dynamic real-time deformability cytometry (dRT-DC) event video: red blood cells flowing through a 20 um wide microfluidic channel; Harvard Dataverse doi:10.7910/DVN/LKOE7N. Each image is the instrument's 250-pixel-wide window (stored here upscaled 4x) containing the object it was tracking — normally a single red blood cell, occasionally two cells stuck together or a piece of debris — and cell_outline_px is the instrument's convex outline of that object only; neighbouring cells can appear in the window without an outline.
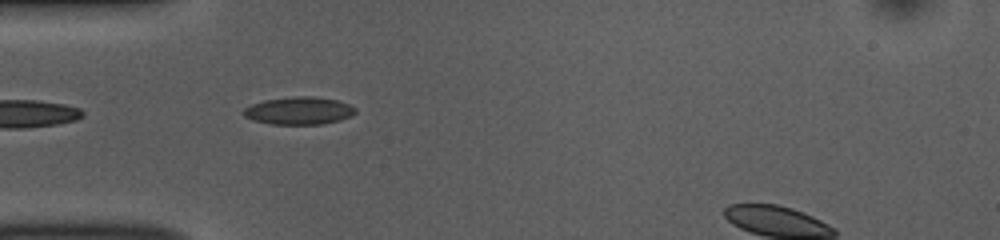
{"species": "common noctule bat (a hibernating species)", "species_latin": "Nyctalus noctula", "temperature_condition": "room temperature", "stored_images_in_passage": 24, "camera_frame_rate_fps": 3000, "um_per_image_px": 0.085, "animal": {"sex": "female", "body_mass_g": 10.0, "forearm_length_mm": 53.1}, "frame": {"image": 1, "passage_image": 1, "time_ms": 0.0, "image_size_px": [1000, 240], "cell_outline_px": [[356, 112], [352, 116], [340, 120], [324, 124], [272, 124], [252, 120], [244, 116], [244, 108], [252, 104], [264, 100], [292, 96], [312, 96], [336, 100], [348, 104], [356, 108]], "centroid_in_image_um": [25.42, 9.41], "position_along_channel_um": 59.6, "area_um2": 18.03}}
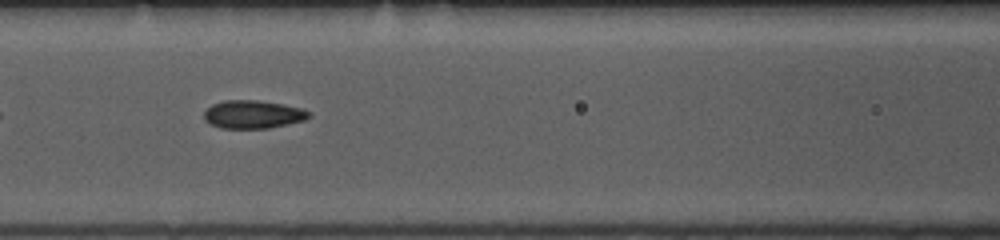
{"frame": {"image": 2, "passage_image": 8, "time_ms": 2.333, "image_size_px": [1000, 240], "cell_outline_px": [[312, 116], [304, 120], [268, 128], [220, 128], [204, 120], [204, 112], [212, 104], [224, 100], [256, 100], [284, 104], [300, 108], [312, 112]], "centroid_in_image_um": [21.51, 9.71], "position_along_channel_um": 145.1, "area_um2": 17.17}}
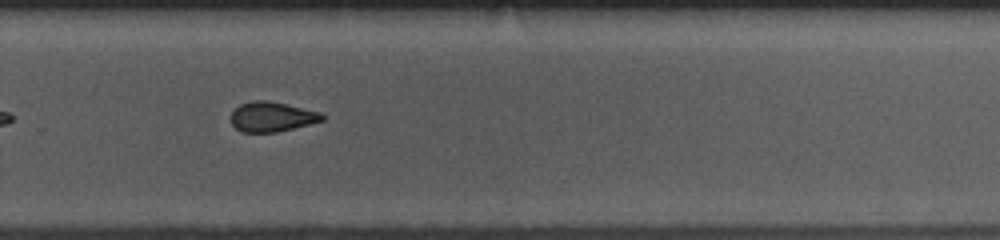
{"frame": {"image": 3, "passage_image": 21, "time_ms": 6.667, "image_size_px": [1000, 240], "cell_outline_px": [[324, 120], [276, 132], [240, 132], [232, 124], [232, 112], [240, 104], [252, 100], [268, 100], [320, 112], [324, 116]], "centroid_in_image_um": [23.09, 9.92], "position_along_channel_um": 306.7, "area_um2": 15.66}}